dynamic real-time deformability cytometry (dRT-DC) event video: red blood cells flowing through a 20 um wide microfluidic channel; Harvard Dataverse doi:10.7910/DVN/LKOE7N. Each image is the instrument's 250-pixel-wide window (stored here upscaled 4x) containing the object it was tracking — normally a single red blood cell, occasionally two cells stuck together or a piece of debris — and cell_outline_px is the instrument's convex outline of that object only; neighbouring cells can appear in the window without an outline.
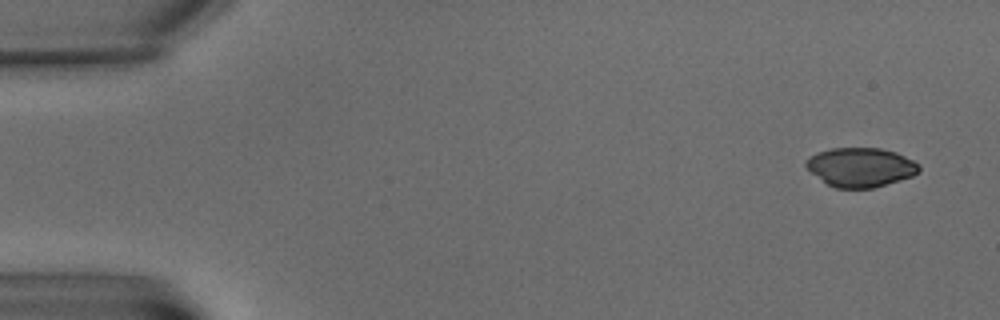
{"species": "common noctule bat (a hibernating species)", "species_latin": "Nyctalus noctula", "temperature_condition": "warm", "stored_images_in_passage": 8, "camera_frame_rate_fps": 3000, "um_per_image_px": 0.085, "animal": {"sex": "male", "body_mass_g": 15.6}, "frame": {"image": 1, "passage_image": 1, "time_ms": 0.0, "image_size_px": [1000, 320], "cell_outline_px": [[920, 172], [912, 176], [900, 180], [872, 188], [836, 188], [828, 184], [812, 172], [804, 164], [808, 156], [832, 148], [880, 148], [896, 152], [920, 164]], "centroid_in_image_um": [73.18, 14.21], "position_along_channel_um": 11.8, "area_um2": 25.61}}
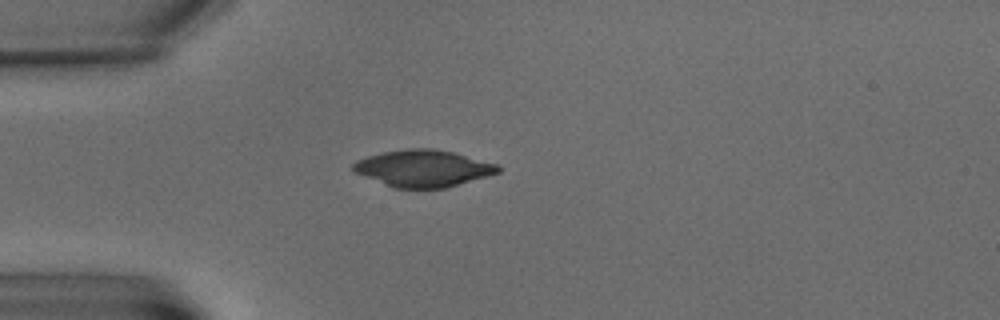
{"frame": {"image": 2, "passage_image": 5, "time_ms": 5.333, "image_size_px": [1000, 320], "cell_outline_px": [[500, 172], [444, 188], [392, 188], [352, 172], [352, 164], [356, 160], [368, 156], [384, 152], [408, 148], [432, 148], [452, 152], [500, 164]], "centroid_in_image_um": [35.93, 14.31], "position_along_channel_um": 49.1, "area_um2": 31.15}}